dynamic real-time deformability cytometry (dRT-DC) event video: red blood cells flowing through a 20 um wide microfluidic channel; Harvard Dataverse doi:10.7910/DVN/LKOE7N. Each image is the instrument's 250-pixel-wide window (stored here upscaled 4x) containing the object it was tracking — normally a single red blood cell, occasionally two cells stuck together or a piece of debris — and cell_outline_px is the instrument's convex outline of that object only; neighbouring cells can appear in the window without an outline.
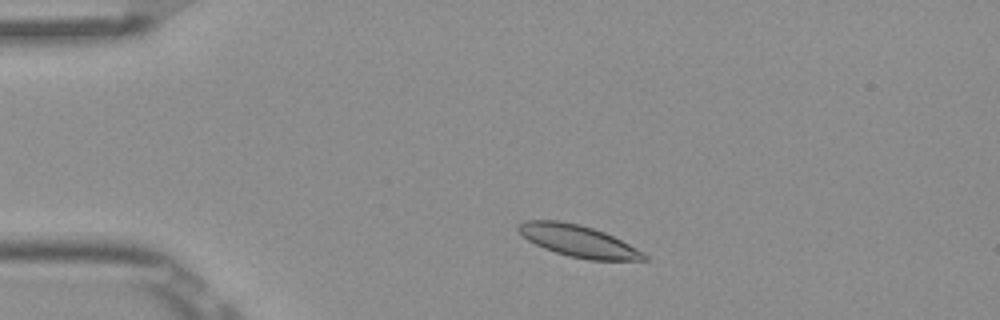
{"species": "Egyptian fruit bat (a non-hibernating species)", "species_latin": "Rousettus aegyptiacus", "temperature_condition": "room temperature", "stored_images_in_passage": 5, "camera_frame_rate_fps": 3000, "um_per_image_px": 0.085, "frame": {"image": 1, "passage_image": 2, "time_ms": 0.333, "image_size_px": [1000, 320], "cell_outline_px": [[648, 260], [588, 260], [568, 256], [544, 248], [528, 240], [516, 228], [516, 224], [524, 220], [560, 220], [580, 224], [604, 232], [644, 252], [648, 256]], "centroid_in_image_um": [49.13, 20.47], "position_along_channel_um": 35.9, "area_um2": 23.24}}
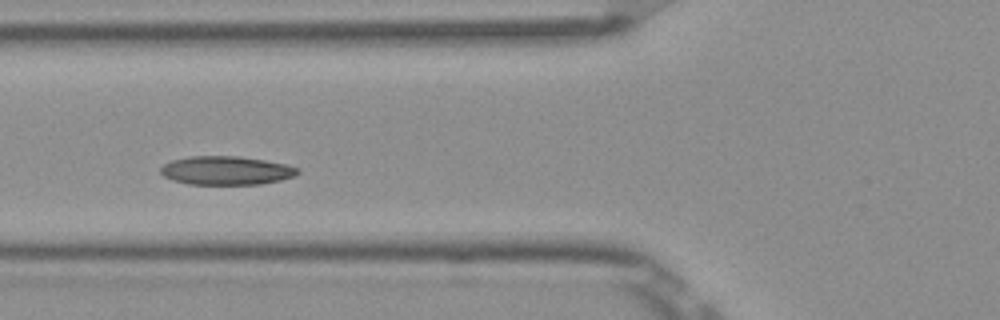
{"frame": {"image": 2, "passage_image": 4, "time_ms": 1.0, "image_size_px": [1000, 320], "cell_outline_px": [[300, 172], [292, 176], [280, 180], [260, 184], [188, 184], [172, 180], [164, 176], [160, 172], [160, 168], [164, 164], [172, 160], [188, 156], [240, 156], [288, 164], [300, 168]], "centroid_in_image_um": [19.23, 14.48], "position_along_channel_um": 106.6, "area_um2": 22.95}}
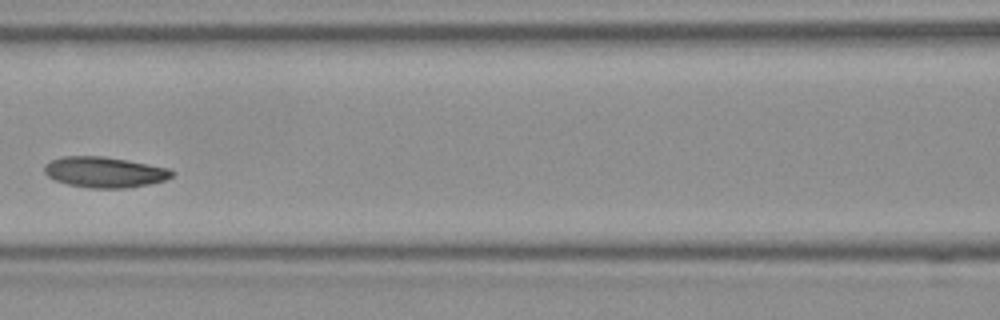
{"frame": {"image": 3, "passage_image": 5, "time_ms": 1.333, "image_size_px": [1000, 320], "cell_outline_px": [[176, 172], [172, 176], [164, 180], [148, 184], [124, 188], [88, 188], [68, 184], [56, 180], [48, 176], [44, 172], [44, 164], [52, 160], [64, 156], [104, 156], [148, 164], [168, 168]], "centroid_in_image_um": [8.87, 14.63], "position_along_channel_um": 157.7, "area_um2": 22.66}}